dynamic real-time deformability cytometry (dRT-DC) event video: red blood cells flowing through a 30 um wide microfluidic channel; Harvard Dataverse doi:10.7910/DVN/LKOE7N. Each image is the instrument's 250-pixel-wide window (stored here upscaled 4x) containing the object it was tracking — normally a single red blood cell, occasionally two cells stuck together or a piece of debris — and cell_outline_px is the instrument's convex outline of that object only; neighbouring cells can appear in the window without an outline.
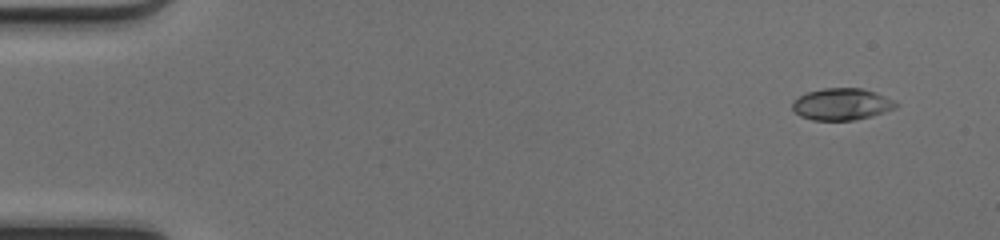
{"species": "common noctule bat (a hibernating species)", "species_latin": "Nyctalus noctula", "temperature_condition": "cold", "stored_images_in_passage": 10, "camera_frame_rate_fps": 3000, "um_per_image_px": 0.085, "animal": {"sex": "female", "body_mass_g": 17.0, "forearm_length_mm": 48.0}, "frame": {"image": 1, "passage_image": 1, "time_ms": 0.0, "image_size_px": [1000, 240], "cell_outline_px": [[900, 104], [896, 108], [872, 116], [856, 120], [812, 120], [800, 116], [792, 108], [792, 100], [808, 92], [824, 88], [864, 88], [876, 92], [896, 100]], "centroid_in_image_um": [71.59, 8.85], "position_along_channel_um": 13.4, "area_um2": 19.42}}